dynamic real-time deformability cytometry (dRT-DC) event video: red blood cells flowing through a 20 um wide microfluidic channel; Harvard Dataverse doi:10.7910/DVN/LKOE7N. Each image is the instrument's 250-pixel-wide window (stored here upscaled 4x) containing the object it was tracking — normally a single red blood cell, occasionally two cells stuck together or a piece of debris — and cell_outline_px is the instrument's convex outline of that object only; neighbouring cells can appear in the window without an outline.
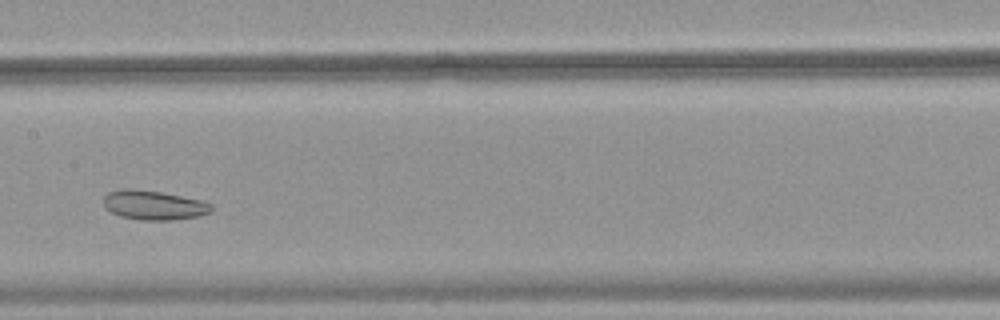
{"species": "common noctule bat (a hibernating species)", "species_latin": "Nyctalus noctula", "temperature_condition": "warm", "stored_images_in_passage": 38, "camera_frame_rate_fps": 3000, "um_per_image_px": 0.085, "animal": {"sex": "female", "body_mass_g": 18.4}, "frame": {"image": 1, "passage_image": 20, "time_ms": 6.333, "image_size_px": [1000, 320], "cell_outline_px": [[212, 208], [208, 212], [196, 216], [172, 220], [140, 220], [120, 216], [104, 208], [104, 196], [108, 192], [124, 188], [132, 188], [160, 192], [200, 200], [212, 204]], "centroid_in_image_um": [13.01, 17.43], "position_along_channel_um": 194.4, "area_um2": 18.26}}
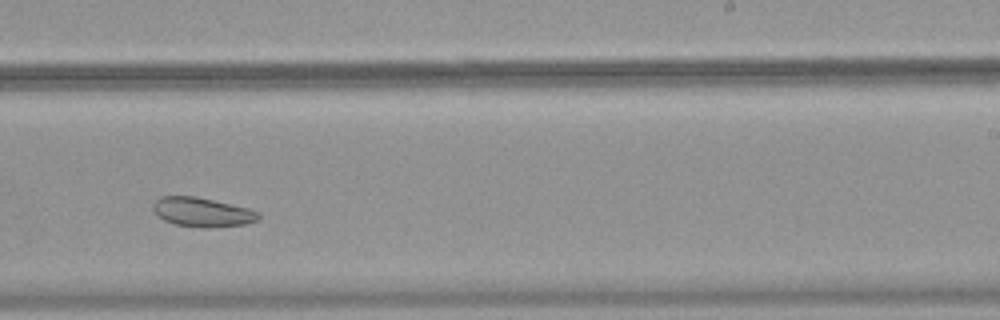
{"frame": {"image": 2, "passage_image": 26, "time_ms": 8.333, "image_size_px": [1000, 320], "cell_outline_px": [[260, 216], [256, 220], [244, 224], [212, 228], [200, 228], [176, 224], [164, 220], [156, 216], [152, 208], [156, 200], [160, 196], [196, 196], [248, 208], [260, 212]], "centroid_in_image_um": [17.17, 18.03], "position_along_channel_um": 271.8, "area_um2": 18.03}}
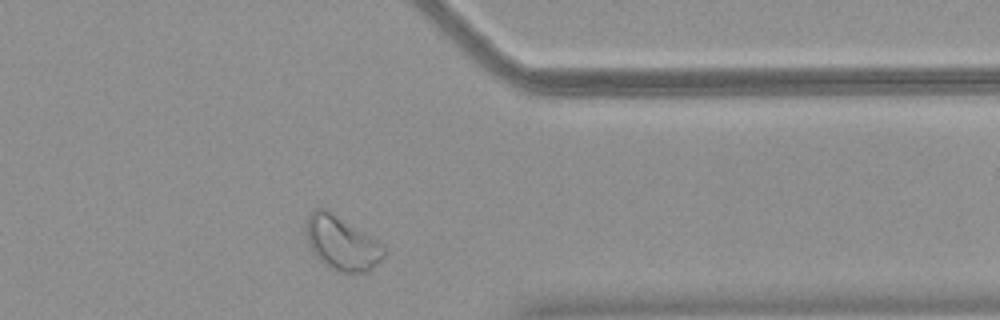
{"frame": {"image": 3, "passage_image": 35, "time_ms": 11.333, "image_size_px": [1000, 320], "cell_outline_px": [[388, 252], [368, 272], [344, 272], [328, 268], [312, 252], [304, 236], [304, 224], [308, 216], [316, 208], [324, 208], [376, 236]], "centroid_in_image_um": [29.05, 20.64], "position_along_channel_um": 382.3, "area_um2": 25.2}}